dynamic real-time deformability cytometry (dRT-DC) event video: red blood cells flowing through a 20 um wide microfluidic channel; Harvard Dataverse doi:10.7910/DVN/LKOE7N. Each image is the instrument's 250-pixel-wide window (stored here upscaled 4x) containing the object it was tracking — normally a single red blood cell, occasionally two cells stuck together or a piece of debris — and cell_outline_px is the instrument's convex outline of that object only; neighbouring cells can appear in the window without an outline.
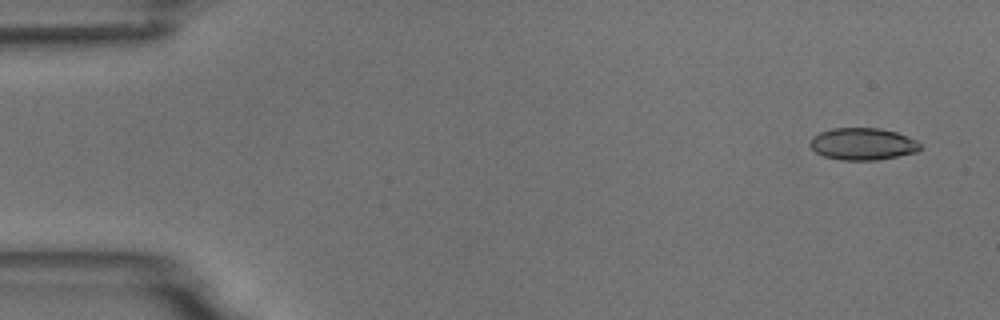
{"species": "common noctule bat (a hibernating species)", "species_latin": "Nyctalus noctula", "temperature_condition": "room temperature", "stored_images_in_passage": 9, "camera_frame_rate_fps": 3000, "um_per_image_px": 0.085, "animal": {"sex": "male", "body_mass_g": 18.8}, "frame": {"image": 1, "passage_image": 1, "time_ms": 0.0, "image_size_px": [1000, 320], "cell_outline_px": [[920, 148], [916, 152], [876, 160], [840, 160], [824, 156], [816, 152], [808, 144], [812, 136], [820, 132], [832, 128], [880, 128], [896, 132], [916, 140], [920, 144]], "centroid_in_image_um": [73.29, 12.23], "position_along_channel_um": 11.7, "area_um2": 20.52}}
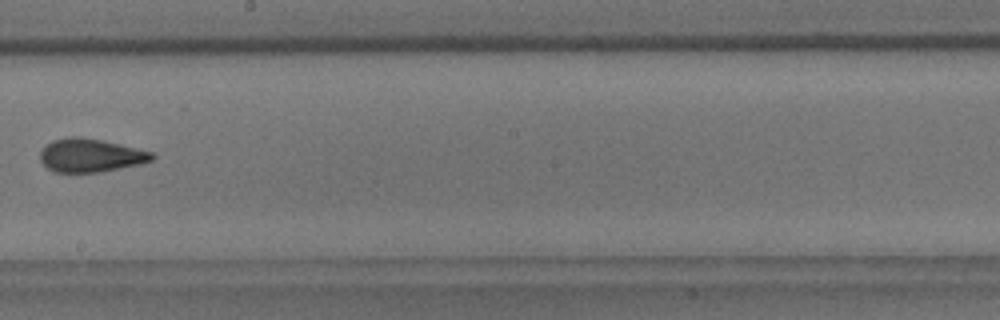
{"frame": {"image": 2, "passage_image": 9, "time_ms": 9.333, "image_size_px": [1000, 320], "cell_outline_px": [[156, 156], [152, 160], [140, 164], [100, 172], [56, 172], [48, 168], [40, 160], [40, 152], [52, 140], [68, 136], [80, 136], [120, 144], [152, 152]], "centroid_in_image_um": [7.7, 13.2], "position_along_channel_um": 240.5, "area_um2": 21.62}}